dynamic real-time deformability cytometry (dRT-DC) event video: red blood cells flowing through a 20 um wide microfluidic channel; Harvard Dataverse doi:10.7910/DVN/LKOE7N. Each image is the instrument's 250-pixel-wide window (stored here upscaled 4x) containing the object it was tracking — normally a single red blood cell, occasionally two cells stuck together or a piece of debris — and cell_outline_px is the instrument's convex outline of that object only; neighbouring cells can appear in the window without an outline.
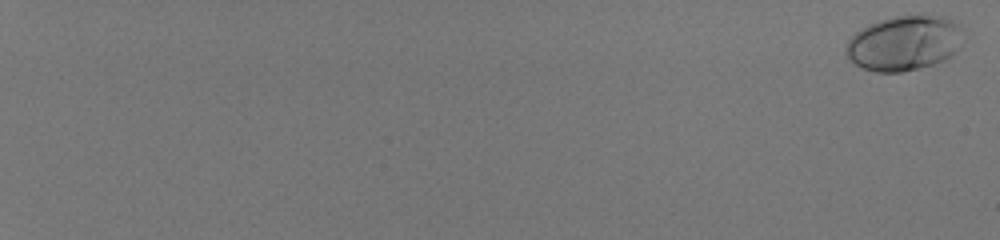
{"species": "human", "species_latin": "Homo sapiens", "temperature_condition": "room temperature", "stored_images_in_passage": 58, "camera_frame_rate_fps": 3000, "um_per_image_px": 0.085, "donor": {"sex": "male"}, "frame": {"image": 1, "passage_image": 2, "time_ms": 0.333, "image_size_px": [1000, 240], "cell_outline_px": [[964, 28], [960, 48], [952, 56], [944, 60], [920, 68], [900, 72], [876, 72], [864, 68], [856, 64], [844, 52], [844, 48], [848, 40], [860, 28], [880, 20], [896, 16], [948, 16], [956, 20]], "centroid_in_image_um": [76.91, 3.65], "position_along_channel_um": 8.1, "area_um2": 37.86}}
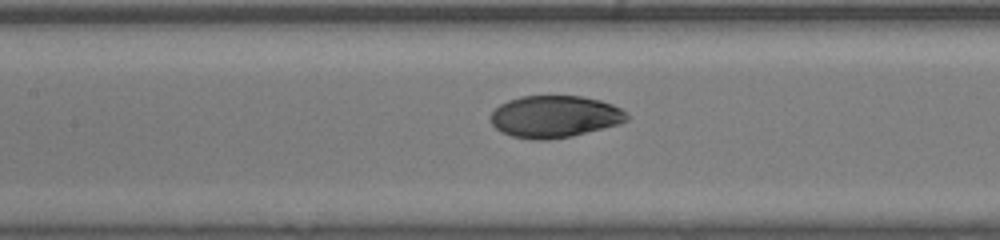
{"frame": {"image": 2, "passage_image": 35, "time_ms": 11.333, "image_size_px": [1000, 240], "cell_outline_px": [[628, 120], [620, 124], [572, 136], [548, 140], [532, 140], [512, 136], [500, 132], [492, 124], [492, 112], [500, 104], [508, 100], [520, 96], [580, 96], [600, 100], [612, 104], [620, 108], [628, 116]], "centroid_in_image_um": [47.15, 9.92], "position_along_channel_um": 160.3, "area_um2": 33.35}}
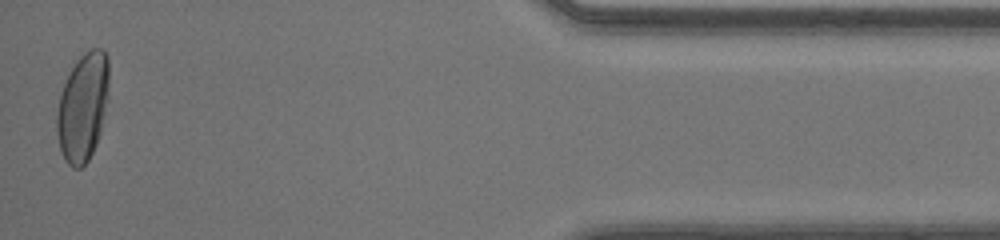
{"frame": {"image": 3, "passage_image": 58, "time_ms": 19.0, "image_size_px": [1000, 240], "cell_outline_px": [[108, 100], [100, 132], [96, 144], [88, 160], [80, 168], [72, 168], [64, 160], [60, 148], [56, 132], [56, 112], [60, 96], [64, 84], [72, 68], [80, 56], [84, 52], [92, 48], [100, 48], [108, 56]], "centroid_in_image_um": [7.04, 9.11], "position_along_channel_um": 428.2, "area_um2": 32.83}, "authors_computed_cell_mechanics": {"area_um2": 33.8997, "velocity_mm_per_s": 4.1257, "shape_relaxation_time_tau1_ms": 3.3957, "shape_relaxation_time_tau2_ms": null, "deformation_change_tau1": 0.1696, "deformation_change_tau2": null}}